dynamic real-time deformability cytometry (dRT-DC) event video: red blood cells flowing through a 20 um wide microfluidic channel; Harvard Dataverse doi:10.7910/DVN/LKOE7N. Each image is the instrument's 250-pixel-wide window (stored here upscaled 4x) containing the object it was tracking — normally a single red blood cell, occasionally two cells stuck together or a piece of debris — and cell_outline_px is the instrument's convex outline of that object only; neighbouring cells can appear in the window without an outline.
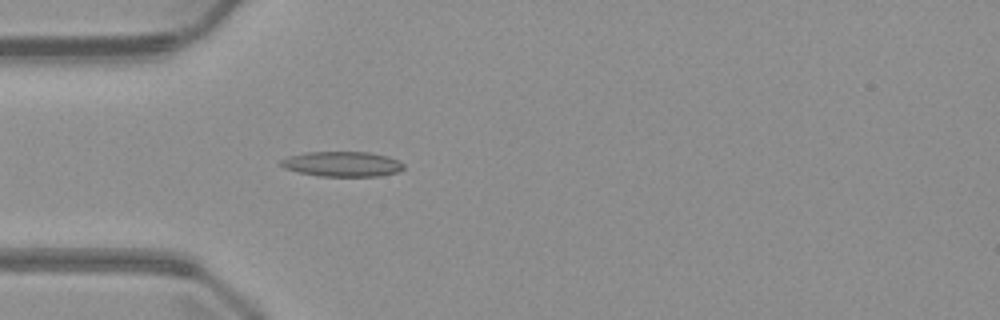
{"species": "common noctule bat (a hibernating species)", "species_latin": "Nyctalus noctula", "temperature_condition": "warm", "stored_images_in_passage": 4, "camera_frame_rate_fps": 3000, "um_per_image_px": 0.085, "animal": {"sex": "male", "body_mass_g": 23.1, "forearm_length_mm": 52.7}, "frame": {"image": 1, "passage_image": 4, "time_ms": 4.0, "image_size_px": [1000, 320], "cell_outline_px": [[404, 168], [396, 172], [380, 176], [320, 176], [300, 172], [284, 168], [280, 164], [280, 160], [288, 156], [304, 152], [368, 152], [388, 156], [400, 160], [404, 164]], "centroid_in_image_um": [29.1, 13.93], "position_along_channel_um": 55.9, "area_um2": 17.98}}